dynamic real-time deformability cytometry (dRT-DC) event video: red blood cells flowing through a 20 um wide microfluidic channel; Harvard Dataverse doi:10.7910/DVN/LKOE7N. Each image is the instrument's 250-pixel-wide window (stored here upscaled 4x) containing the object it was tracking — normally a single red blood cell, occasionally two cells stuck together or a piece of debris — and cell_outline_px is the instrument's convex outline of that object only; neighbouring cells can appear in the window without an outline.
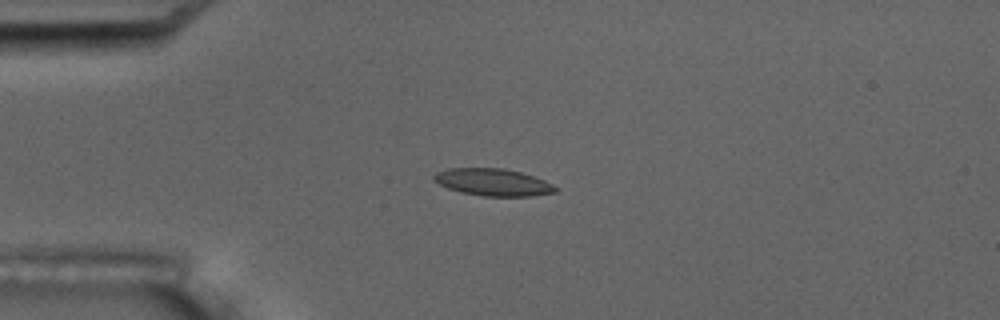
{"species": "common noctule bat (a hibernating species)", "species_latin": "Nyctalus noctula", "temperature_condition": "room temperature", "stored_images_in_passage": 11, "camera_frame_rate_fps": 3000, "um_per_image_px": 0.085, "animal": {"sex": "male", "body_mass_g": 17.5, "forearm_length_mm": 52.3}, "frame": {"image": 1, "passage_image": 4, "time_ms": 4.333, "image_size_px": [1000, 320], "cell_outline_px": [[560, 188], [556, 192], [532, 196], [484, 196], [460, 192], [448, 188], [440, 184], [432, 176], [436, 172], [448, 168], [504, 168], [520, 172], [544, 180]], "centroid_in_image_um": [41.93, 15.49], "position_along_channel_um": 43.1, "area_um2": 19.19}}